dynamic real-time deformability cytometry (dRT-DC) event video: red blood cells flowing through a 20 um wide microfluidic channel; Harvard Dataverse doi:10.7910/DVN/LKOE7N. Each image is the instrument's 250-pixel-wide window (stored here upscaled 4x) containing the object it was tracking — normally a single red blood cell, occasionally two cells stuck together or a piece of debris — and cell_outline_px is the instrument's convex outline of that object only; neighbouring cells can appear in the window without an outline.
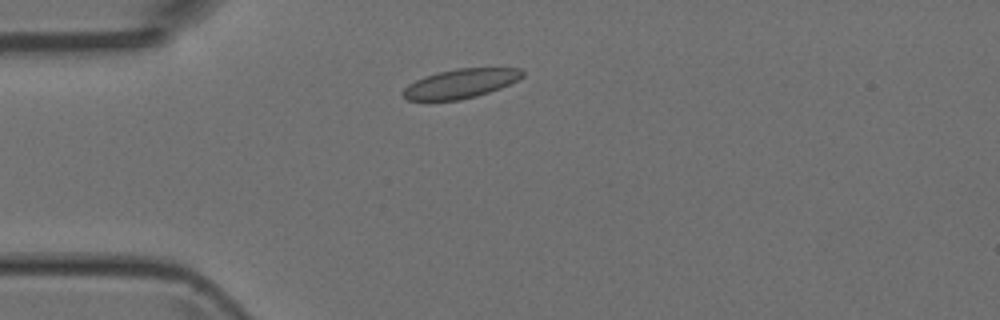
{"species": "Egyptian fruit bat (a non-hibernating species)", "species_latin": "Rousettus aegyptiacus", "temperature_condition": "room temperature", "stored_images_in_passage": 2, "camera_frame_rate_fps": 3000, "um_per_image_px": 0.085, "animal": {"sex": "female"}, "frame": {"image": 1, "passage_image": 1, "time_ms": 0.0, "image_size_px": [1000, 320], "cell_outline_px": [[524, 76], [500, 88], [476, 96], [460, 100], [408, 100], [404, 96], [404, 88], [408, 84], [424, 76], [436, 72], [456, 68], [520, 68], [524, 72]], "centroid_in_image_um": [39.15, 7.09], "position_along_channel_um": 45.9, "area_um2": 20.17}}